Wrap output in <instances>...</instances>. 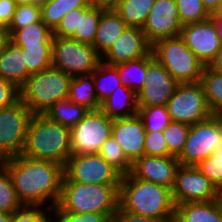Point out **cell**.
<instances>
[{
	"label": "cell",
	"mask_w": 222,
	"mask_h": 222,
	"mask_svg": "<svg viewBox=\"0 0 222 222\" xmlns=\"http://www.w3.org/2000/svg\"><path fill=\"white\" fill-rule=\"evenodd\" d=\"M112 222H161V221L152 217L136 215L118 207L112 217Z\"/></svg>",
	"instance_id": "obj_47"
},
{
	"label": "cell",
	"mask_w": 222,
	"mask_h": 222,
	"mask_svg": "<svg viewBox=\"0 0 222 222\" xmlns=\"http://www.w3.org/2000/svg\"><path fill=\"white\" fill-rule=\"evenodd\" d=\"M178 84L150 52L147 55L146 81L137 93L138 107L166 106Z\"/></svg>",
	"instance_id": "obj_14"
},
{
	"label": "cell",
	"mask_w": 222,
	"mask_h": 222,
	"mask_svg": "<svg viewBox=\"0 0 222 222\" xmlns=\"http://www.w3.org/2000/svg\"><path fill=\"white\" fill-rule=\"evenodd\" d=\"M213 20H215L217 26H218V30H219V36L222 40V18H212Z\"/></svg>",
	"instance_id": "obj_54"
},
{
	"label": "cell",
	"mask_w": 222,
	"mask_h": 222,
	"mask_svg": "<svg viewBox=\"0 0 222 222\" xmlns=\"http://www.w3.org/2000/svg\"><path fill=\"white\" fill-rule=\"evenodd\" d=\"M179 166L180 162L176 156L143 155L132 163L130 174L134 178L172 189Z\"/></svg>",
	"instance_id": "obj_18"
},
{
	"label": "cell",
	"mask_w": 222,
	"mask_h": 222,
	"mask_svg": "<svg viewBox=\"0 0 222 222\" xmlns=\"http://www.w3.org/2000/svg\"><path fill=\"white\" fill-rule=\"evenodd\" d=\"M8 170L23 206L50 208L57 205L64 178V166L36 160L22 154L0 161Z\"/></svg>",
	"instance_id": "obj_1"
},
{
	"label": "cell",
	"mask_w": 222,
	"mask_h": 222,
	"mask_svg": "<svg viewBox=\"0 0 222 222\" xmlns=\"http://www.w3.org/2000/svg\"><path fill=\"white\" fill-rule=\"evenodd\" d=\"M119 185L62 182L57 206L68 212L107 214L112 219L119 207Z\"/></svg>",
	"instance_id": "obj_4"
},
{
	"label": "cell",
	"mask_w": 222,
	"mask_h": 222,
	"mask_svg": "<svg viewBox=\"0 0 222 222\" xmlns=\"http://www.w3.org/2000/svg\"><path fill=\"white\" fill-rule=\"evenodd\" d=\"M9 42L10 33L6 28H0V55L5 51V48Z\"/></svg>",
	"instance_id": "obj_48"
},
{
	"label": "cell",
	"mask_w": 222,
	"mask_h": 222,
	"mask_svg": "<svg viewBox=\"0 0 222 222\" xmlns=\"http://www.w3.org/2000/svg\"><path fill=\"white\" fill-rule=\"evenodd\" d=\"M211 18H222V1L218 5V7L211 14Z\"/></svg>",
	"instance_id": "obj_52"
},
{
	"label": "cell",
	"mask_w": 222,
	"mask_h": 222,
	"mask_svg": "<svg viewBox=\"0 0 222 222\" xmlns=\"http://www.w3.org/2000/svg\"><path fill=\"white\" fill-rule=\"evenodd\" d=\"M144 155L168 156V146L163 131L146 132Z\"/></svg>",
	"instance_id": "obj_42"
},
{
	"label": "cell",
	"mask_w": 222,
	"mask_h": 222,
	"mask_svg": "<svg viewBox=\"0 0 222 222\" xmlns=\"http://www.w3.org/2000/svg\"><path fill=\"white\" fill-rule=\"evenodd\" d=\"M98 154L122 175L131 172L132 163L123 154L122 147L111 135L107 141L101 146Z\"/></svg>",
	"instance_id": "obj_35"
},
{
	"label": "cell",
	"mask_w": 222,
	"mask_h": 222,
	"mask_svg": "<svg viewBox=\"0 0 222 222\" xmlns=\"http://www.w3.org/2000/svg\"><path fill=\"white\" fill-rule=\"evenodd\" d=\"M155 0H116L111 7L130 27L142 28Z\"/></svg>",
	"instance_id": "obj_27"
},
{
	"label": "cell",
	"mask_w": 222,
	"mask_h": 222,
	"mask_svg": "<svg viewBox=\"0 0 222 222\" xmlns=\"http://www.w3.org/2000/svg\"><path fill=\"white\" fill-rule=\"evenodd\" d=\"M102 62V56L88 43L53 36L52 66L71 77L91 74Z\"/></svg>",
	"instance_id": "obj_7"
},
{
	"label": "cell",
	"mask_w": 222,
	"mask_h": 222,
	"mask_svg": "<svg viewBox=\"0 0 222 222\" xmlns=\"http://www.w3.org/2000/svg\"><path fill=\"white\" fill-rule=\"evenodd\" d=\"M78 22V9L67 13L61 20L60 24L53 31V36L71 38L75 34Z\"/></svg>",
	"instance_id": "obj_45"
},
{
	"label": "cell",
	"mask_w": 222,
	"mask_h": 222,
	"mask_svg": "<svg viewBox=\"0 0 222 222\" xmlns=\"http://www.w3.org/2000/svg\"><path fill=\"white\" fill-rule=\"evenodd\" d=\"M177 222H222V197L206 202H187L176 205Z\"/></svg>",
	"instance_id": "obj_20"
},
{
	"label": "cell",
	"mask_w": 222,
	"mask_h": 222,
	"mask_svg": "<svg viewBox=\"0 0 222 222\" xmlns=\"http://www.w3.org/2000/svg\"><path fill=\"white\" fill-rule=\"evenodd\" d=\"M22 207L11 176L6 167L0 162V213H14Z\"/></svg>",
	"instance_id": "obj_33"
},
{
	"label": "cell",
	"mask_w": 222,
	"mask_h": 222,
	"mask_svg": "<svg viewBox=\"0 0 222 222\" xmlns=\"http://www.w3.org/2000/svg\"><path fill=\"white\" fill-rule=\"evenodd\" d=\"M114 66L117 68L122 85L130 88L137 94L146 81L147 56Z\"/></svg>",
	"instance_id": "obj_32"
},
{
	"label": "cell",
	"mask_w": 222,
	"mask_h": 222,
	"mask_svg": "<svg viewBox=\"0 0 222 222\" xmlns=\"http://www.w3.org/2000/svg\"><path fill=\"white\" fill-rule=\"evenodd\" d=\"M180 37L203 66H209L221 49L218 26L211 17L182 26Z\"/></svg>",
	"instance_id": "obj_15"
},
{
	"label": "cell",
	"mask_w": 222,
	"mask_h": 222,
	"mask_svg": "<svg viewBox=\"0 0 222 222\" xmlns=\"http://www.w3.org/2000/svg\"><path fill=\"white\" fill-rule=\"evenodd\" d=\"M141 29L151 45L163 38L180 36L182 24L175 0H155Z\"/></svg>",
	"instance_id": "obj_16"
},
{
	"label": "cell",
	"mask_w": 222,
	"mask_h": 222,
	"mask_svg": "<svg viewBox=\"0 0 222 222\" xmlns=\"http://www.w3.org/2000/svg\"><path fill=\"white\" fill-rule=\"evenodd\" d=\"M25 54L27 78L52 66V46L20 47Z\"/></svg>",
	"instance_id": "obj_34"
},
{
	"label": "cell",
	"mask_w": 222,
	"mask_h": 222,
	"mask_svg": "<svg viewBox=\"0 0 222 222\" xmlns=\"http://www.w3.org/2000/svg\"><path fill=\"white\" fill-rule=\"evenodd\" d=\"M113 119L101 109L89 110L70 129L71 155L97 154L112 134Z\"/></svg>",
	"instance_id": "obj_10"
},
{
	"label": "cell",
	"mask_w": 222,
	"mask_h": 222,
	"mask_svg": "<svg viewBox=\"0 0 222 222\" xmlns=\"http://www.w3.org/2000/svg\"><path fill=\"white\" fill-rule=\"evenodd\" d=\"M0 77L20 88L27 80V66L22 48L9 42L0 55Z\"/></svg>",
	"instance_id": "obj_22"
},
{
	"label": "cell",
	"mask_w": 222,
	"mask_h": 222,
	"mask_svg": "<svg viewBox=\"0 0 222 222\" xmlns=\"http://www.w3.org/2000/svg\"><path fill=\"white\" fill-rule=\"evenodd\" d=\"M13 222H49L47 208L39 206H23L13 213Z\"/></svg>",
	"instance_id": "obj_43"
},
{
	"label": "cell",
	"mask_w": 222,
	"mask_h": 222,
	"mask_svg": "<svg viewBox=\"0 0 222 222\" xmlns=\"http://www.w3.org/2000/svg\"><path fill=\"white\" fill-rule=\"evenodd\" d=\"M19 99V88L14 83L0 77V110L13 105Z\"/></svg>",
	"instance_id": "obj_44"
},
{
	"label": "cell",
	"mask_w": 222,
	"mask_h": 222,
	"mask_svg": "<svg viewBox=\"0 0 222 222\" xmlns=\"http://www.w3.org/2000/svg\"><path fill=\"white\" fill-rule=\"evenodd\" d=\"M116 0H91L92 3L104 4L107 6H111Z\"/></svg>",
	"instance_id": "obj_53"
},
{
	"label": "cell",
	"mask_w": 222,
	"mask_h": 222,
	"mask_svg": "<svg viewBox=\"0 0 222 222\" xmlns=\"http://www.w3.org/2000/svg\"><path fill=\"white\" fill-rule=\"evenodd\" d=\"M151 52V44L139 27L127 26L122 35L102 56V61L110 65L134 61L146 57Z\"/></svg>",
	"instance_id": "obj_17"
},
{
	"label": "cell",
	"mask_w": 222,
	"mask_h": 222,
	"mask_svg": "<svg viewBox=\"0 0 222 222\" xmlns=\"http://www.w3.org/2000/svg\"><path fill=\"white\" fill-rule=\"evenodd\" d=\"M53 31L43 22H35L15 30L10 41L19 47L52 46Z\"/></svg>",
	"instance_id": "obj_26"
},
{
	"label": "cell",
	"mask_w": 222,
	"mask_h": 222,
	"mask_svg": "<svg viewBox=\"0 0 222 222\" xmlns=\"http://www.w3.org/2000/svg\"><path fill=\"white\" fill-rule=\"evenodd\" d=\"M22 155L65 166L71 156L70 128L45 114H33Z\"/></svg>",
	"instance_id": "obj_3"
},
{
	"label": "cell",
	"mask_w": 222,
	"mask_h": 222,
	"mask_svg": "<svg viewBox=\"0 0 222 222\" xmlns=\"http://www.w3.org/2000/svg\"><path fill=\"white\" fill-rule=\"evenodd\" d=\"M91 74L94 78L96 98L100 104L122 85L117 68L103 61Z\"/></svg>",
	"instance_id": "obj_29"
},
{
	"label": "cell",
	"mask_w": 222,
	"mask_h": 222,
	"mask_svg": "<svg viewBox=\"0 0 222 222\" xmlns=\"http://www.w3.org/2000/svg\"><path fill=\"white\" fill-rule=\"evenodd\" d=\"M207 11L212 14L222 0H201Z\"/></svg>",
	"instance_id": "obj_50"
},
{
	"label": "cell",
	"mask_w": 222,
	"mask_h": 222,
	"mask_svg": "<svg viewBox=\"0 0 222 222\" xmlns=\"http://www.w3.org/2000/svg\"><path fill=\"white\" fill-rule=\"evenodd\" d=\"M200 83L213 115H222V72L204 66Z\"/></svg>",
	"instance_id": "obj_30"
},
{
	"label": "cell",
	"mask_w": 222,
	"mask_h": 222,
	"mask_svg": "<svg viewBox=\"0 0 222 222\" xmlns=\"http://www.w3.org/2000/svg\"><path fill=\"white\" fill-rule=\"evenodd\" d=\"M145 134L144 123L138 114L113 119L111 135L131 163L144 155Z\"/></svg>",
	"instance_id": "obj_19"
},
{
	"label": "cell",
	"mask_w": 222,
	"mask_h": 222,
	"mask_svg": "<svg viewBox=\"0 0 222 222\" xmlns=\"http://www.w3.org/2000/svg\"><path fill=\"white\" fill-rule=\"evenodd\" d=\"M196 168L204 174L222 194V145L211 153L209 157L196 165Z\"/></svg>",
	"instance_id": "obj_41"
},
{
	"label": "cell",
	"mask_w": 222,
	"mask_h": 222,
	"mask_svg": "<svg viewBox=\"0 0 222 222\" xmlns=\"http://www.w3.org/2000/svg\"><path fill=\"white\" fill-rule=\"evenodd\" d=\"M175 2L182 26L204 21L211 17L201 0H175Z\"/></svg>",
	"instance_id": "obj_40"
},
{
	"label": "cell",
	"mask_w": 222,
	"mask_h": 222,
	"mask_svg": "<svg viewBox=\"0 0 222 222\" xmlns=\"http://www.w3.org/2000/svg\"><path fill=\"white\" fill-rule=\"evenodd\" d=\"M40 21H42L40 0L29 3H19L7 31L11 35L17 29Z\"/></svg>",
	"instance_id": "obj_37"
},
{
	"label": "cell",
	"mask_w": 222,
	"mask_h": 222,
	"mask_svg": "<svg viewBox=\"0 0 222 222\" xmlns=\"http://www.w3.org/2000/svg\"><path fill=\"white\" fill-rule=\"evenodd\" d=\"M209 67L216 71L222 72V46L221 49L216 54L214 60L209 65Z\"/></svg>",
	"instance_id": "obj_49"
},
{
	"label": "cell",
	"mask_w": 222,
	"mask_h": 222,
	"mask_svg": "<svg viewBox=\"0 0 222 222\" xmlns=\"http://www.w3.org/2000/svg\"><path fill=\"white\" fill-rule=\"evenodd\" d=\"M138 115L142 119L146 132L164 131L171 123L166 106L138 107Z\"/></svg>",
	"instance_id": "obj_36"
},
{
	"label": "cell",
	"mask_w": 222,
	"mask_h": 222,
	"mask_svg": "<svg viewBox=\"0 0 222 222\" xmlns=\"http://www.w3.org/2000/svg\"><path fill=\"white\" fill-rule=\"evenodd\" d=\"M119 207L161 222H169L175 218L176 205L172 189L134 178L130 173L122 176L119 185Z\"/></svg>",
	"instance_id": "obj_2"
},
{
	"label": "cell",
	"mask_w": 222,
	"mask_h": 222,
	"mask_svg": "<svg viewBox=\"0 0 222 222\" xmlns=\"http://www.w3.org/2000/svg\"><path fill=\"white\" fill-rule=\"evenodd\" d=\"M92 4L91 0H40L42 21L54 31L67 13Z\"/></svg>",
	"instance_id": "obj_24"
},
{
	"label": "cell",
	"mask_w": 222,
	"mask_h": 222,
	"mask_svg": "<svg viewBox=\"0 0 222 222\" xmlns=\"http://www.w3.org/2000/svg\"><path fill=\"white\" fill-rule=\"evenodd\" d=\"M88 111L84 106L75 104L67 98L53 104L44 114L49 119L71 129Z\"/></svg>",
	"instance_id": "obj_31"
},
{
	"label": "cell",
	"mask_w": 222,
	"mask_h": 222,
	"mask_svg": "<svg viewBox=\"0 0 222 222\" xmlns=\"http://www.w3.org/2000/svg\"><path fill=\"white\" fill-rule=\"evenodd\" d=\"M151 53L178 83L200 82L204 66L180 36L155 41Z\"/></svg>",
	"instance_id": "obj_6"
},
{
	"label": "cell",
	"mask_w": 222,
	"mask_h": 222,
	"mask_svg": "<svg viewBox=\"0 0 222 222\" xmlns=\"http://www.w3.org/2000/svg\"><path fill=\"white\" fill-rule=\"evenodd\" d=\"M68 99L75 104L84 106L88 110L100 109L92 74L72 77Z\"/></svg>",
	"instance_id": "obj_28"
},
{
	"label": "cell",
	"mask_w": 222,
	"mask_h": 222,
	"mask_svg": "<svg viewBox=\"0 0 222 222\" xmlns=\"http://www.w3.org/2000/svg\"><path fill=\"white\" fill-rule=\"evenodd\" d=\"M190 125L173 122L164 129L163 135L168 146V156L178 157L184 149Z\"/></svg>",
	"instance_id": "obj_39"
},
{
	"label": "cell",
	"mask_w": 222,
	"mask_h": 222,
	"mask_svg": "<svg viewBox=\"0 0 222 222\" xmlns=\"http://www.w3.org/2000/svg\"><path fill=\"white\" fill-rule=\"evenodd\" d=\"M17 4L19 3H29V2H32V1H37V0H14Z\"/></svg>",
	"instance_id": "obj_55"
},
{
	"label": "cell",
	"mask_w": 222,
	"mask_h": 222,
	"mask_svg": "<svg viewBox=\"0 0 222 222\" xmlns=\"http://www.w3.org/2000/svg\"><path fill=\"white\" fill-rule=\"evenodd\" d=\"M221 145L222 115H212L190 126L184 149L177 158L180 165L196 166Z\"/></svg>",
	"instance_id": "obj_8"
},
{
	"label": "cell",
	"mask_w": 222,
	"mask_h": 222,
	"mask_svg": "<svg viewBox=\"0 0 222 222\" xmlns=\"http://www.w3.org/2000/svg\"><path fill=\"white\" fill-rule=\"evenodd\" d=\"M33 114L21 99L0 110V161L22 154Z\"/></svg>",
	"instance_id": "obj_9"
},
{
	"label": "cell",
	"mask_w": 222,
	"mask_h": 222,
	"mask_svg": "<svg viewBox=\"0 0 222 222\" xmlns=\"http://www.w3.org/2000/svg\"><path fill=\"white\" fill-rule=\"evenodd\" d=\"M14 0H0V28H8L17 7Z\"/></svg>",
	"instance_id": "obj_46"
},
{
	"label": "cell",
	"mask_w": 222,
	"mask_h": 222,
	"mask_svg": "<svg viewBox=\"0 0 222 222\" xmlns=\"http://www.w3.org/2000/svg\"><path fill=\"white\" fill-rule=\"evenodd\" d=\"M175 205L187 202H206L222 197L213 183L196 166L180 165L172 187Z\"/></svg>",
	"instance_id": "obj_13"
},
{
	"label": "cell",
	"mask_w": 222,
	"mask_h": 222,
	"mask_svg": "<svg viewBox=\"0 0 222 222\" xmlns=\"http://www.w3.org/2000/svg\"><path fill=\"white\" fill-rule=\"evenodd\" d=\"M47 217L49 222H112L107 214L68 212L61 210L57 205L47 208Z\"/></svg>",
	"instance_id": "obj_38"
},
{
	"label": "cell",
	"mask_w": 222,
	"mask_h": 222,
	"mask_svg": "<svg viewBox=\"0 0 222 222\" xmlns=\"http://www.w3.org/2000/svg\"><path fill=\"white\" fill-rule=\"evenodd\" d=\"M166 108L171 121L190 126L213 115L200 82L179 83Z\"/></svg>",
	"instance_id": "obj_11"
},
{
	"label": "cell",
	"mask_w": 222,
	"mask_h": 222,
	"mask_svg": "<svg viewBox=\"0 0 222 222\" xmlns=\"http://www.w3.org/2000/svg\"><path fill=\"white\" fill-rule=\"evenodd\" d=\"M72 77L50 66L31 74L19 88L20 99L34 113L44 114L53 104L68 98Z\"/></svg>",
	"instance_id": "obj_5"
},
{
	"label": "cell",
	"mask_w": 222,
	"mask_h": 222,
	"mask_svg": "<svg viewBox=\"0 0 222 222\" xmlns=\"http://www.w3.org/2000/svg\"><path fill=\"white\" fill-rule=\"evenodd\" d=\"M126 23L108 6L101 14L96 37L92 46L103 56L111 45L122 35L126 29Z\"/></svg>",
	"instance_id": "obj_21"
},
{
	"label": "cell",
	"mask_w": 222,
	"mask_h": 222,
	"mask_svg": "<svg viewBox=\"0 0 222 222\" xmlns=\"http://www.w3.org/2000/svg\"><path fill=\"white\" fill-rule=\"evenodd\" d=\"M0 222H13V213H0Z\"/></svg>",
	"instance_id": "obj_51"
},
{
	"label": "cell",
	"mask_w": 222,
	"mask_h": 222,
	"mask_svg": "<svg viewBox=\"0 0 222 222\" xmlns=\"http://www.w3.org/2000/svg\"><path fill=\"white\" fill-rule=\"evenodd\" d=\"M100 109L111 119L134 116L138 114L137 94L121 85L100 104Z\"/></svg>",
	"instance_id": "obj_23"
},
{
	"label": "cell",
	"mask_w": 222,
	"mask_h": 222,
	"mask_svg": "<svg viewBox=\"0 0 222 222\" xmlns=\"http://www.w3.org/2000/svg\"><path fill=\"white\" fill-rule=\"evenodd\" d=\"M122 174L98 153L71 155L64 166L62 182L120 184Z\"/></svg>",
	"instance_id": "obj_12"
},
{
	"label": "cell",
	"mask_w": 222,
	"mask_h": 222,
	"mask_svg": "<svg viewBox=\"0 0 222 222\" xmlns=\"http://www.w3.org/2000/svg\"><path fill=\"white\" fill-rule=\"evenodd\" d=\"M107 5L93 3L89 8H78V22L75 34L71 37L79 42L93 44L100 16Z\"/></svg>",
	"instance_id": "obj_25"
}]
</instances>
